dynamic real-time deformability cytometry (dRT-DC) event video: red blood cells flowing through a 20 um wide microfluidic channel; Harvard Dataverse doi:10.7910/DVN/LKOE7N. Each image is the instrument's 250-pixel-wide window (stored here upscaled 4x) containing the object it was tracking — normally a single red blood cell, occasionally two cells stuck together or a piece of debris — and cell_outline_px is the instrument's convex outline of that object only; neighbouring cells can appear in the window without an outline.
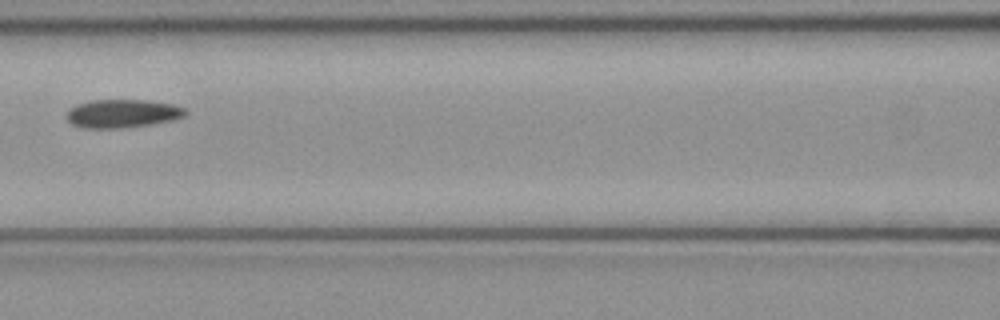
{"species": "common noctule bat (a hibernating species)", "species_latin": "Nyctalus noctula", "temperature_condition": "cold", "stored_images_in_passage": 5, "camera_frame_rate_fps": 3000, "um_per_image_px": 0.085, "animal": {"sex": "female", "body_mass_g": 21.9}, "frame": {"image": 1, "passage_image": 5, "time_ms": 1.333, "image_size_px": [1000, 320], "cell_outline_px": [[188, 112], [184, 116], [172, 120], [124, 128], [84, 128], [72, 124], [64, 116], [68, 108], [76, 104], [92, 100], [148, 100], [172, 104], [184, 108]], "centroid_in_image_um": [10.35, 9.64], "position_along_channel_um": 156.2, "area_um2": 19.71}}